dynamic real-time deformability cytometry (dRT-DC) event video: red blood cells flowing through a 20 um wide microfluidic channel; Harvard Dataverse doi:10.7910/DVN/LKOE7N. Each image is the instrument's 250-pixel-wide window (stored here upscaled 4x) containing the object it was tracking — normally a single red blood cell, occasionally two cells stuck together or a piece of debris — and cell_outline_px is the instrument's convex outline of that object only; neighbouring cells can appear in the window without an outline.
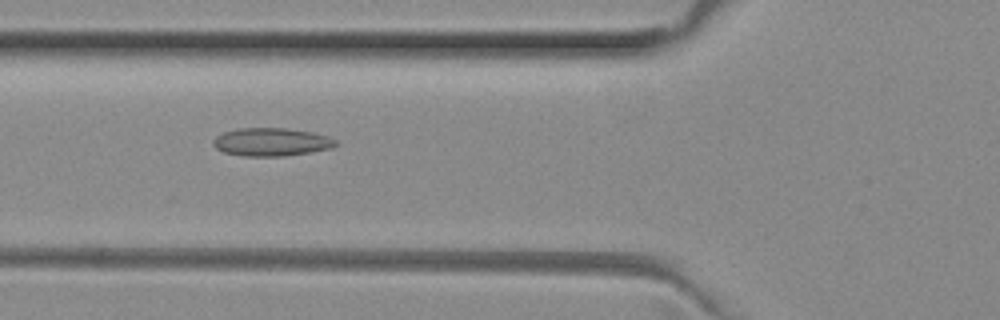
{"species": "common noctule bat (a hibernating species)", "species_latin": "Nyctalus noctula", "temperature_condition": "room temperature", "stored_images_in_passage": 48, "camera_frame_rate_fps": 3000, "um_per_image_px": 0.085, "animal": {"sex": "female", "body_mass_g": 29.2, "forearm_length_mm": 56.3}, "frame": {"image": 1, "passage_image": 16, "time_ms": 5.0, "image_size_px": [1000, 320], "cell_outline_px": [[340, 144], [332, 148], [284, 156], [244, 156], [224, 152], [216, 148], [212, 144], [212, 140], [216, 136], [224, 132], [236, 128], [288, 128], [312, 132], [328, 136], [336, 140]], "centroid_in_image_um": [23.07, 12.06], "position_along_channel_um": 102.7, "area_um2": 20.17}}
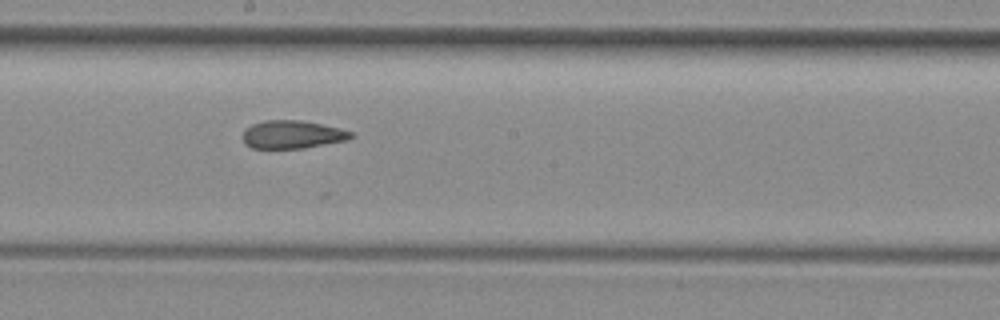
{"frame": {"image": 2, "passage_image": 25, "time_ms": 8.0, "image_size_px": [1000, 320], "cell_outline_px": [[356, 136], [348, 140], [304, 148], [252, 148], [244, 144], [244, 128], [252, 124], [264, 120], [300, 120], [340, 128], [352, 132]], "centroid_in_image_um": [24.86, 11.43], "position_along_channel_um": 223.3, "area_um2": 17.74}}
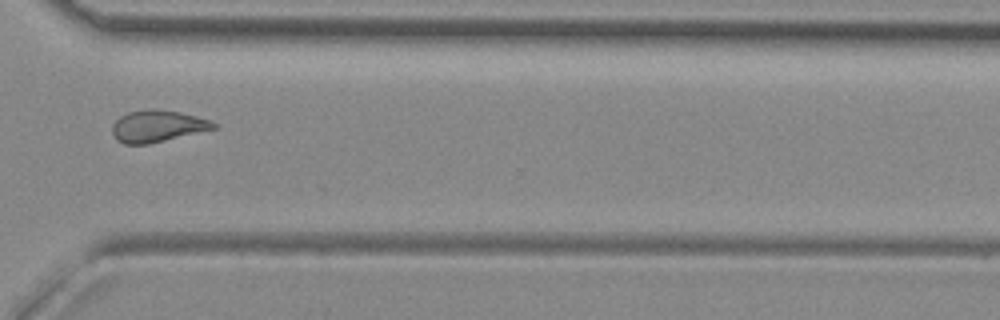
{"frame": {"image": 3, "passage_image": 35, "time_ms": 11.333, "image_size_px": [1000, 320], "cell_outline_px": [[216, 128], [148, 144], [124, 144], [116, 140], [112, 132], [112, 124], [120, 116], [128, 112], [152, 108], [180, 112], [196, 116], [208, 120], [216, 124]], "centroid_in_image_um": [13.33, 10.72], "position_along_channel_um": 357.3, "area_um2": 18.61}, "authors_computed_cell_mechanics": {"area_um2": 18.9006, "velocity_mm_per_s": 4.0154, "shape_relaxation_time_tau1_ms": null, "shape_relaxation_time_tau2_ms": 2.4546, "deformation_change_tau1": null, "deformation_change_tau2": 0.0911}}